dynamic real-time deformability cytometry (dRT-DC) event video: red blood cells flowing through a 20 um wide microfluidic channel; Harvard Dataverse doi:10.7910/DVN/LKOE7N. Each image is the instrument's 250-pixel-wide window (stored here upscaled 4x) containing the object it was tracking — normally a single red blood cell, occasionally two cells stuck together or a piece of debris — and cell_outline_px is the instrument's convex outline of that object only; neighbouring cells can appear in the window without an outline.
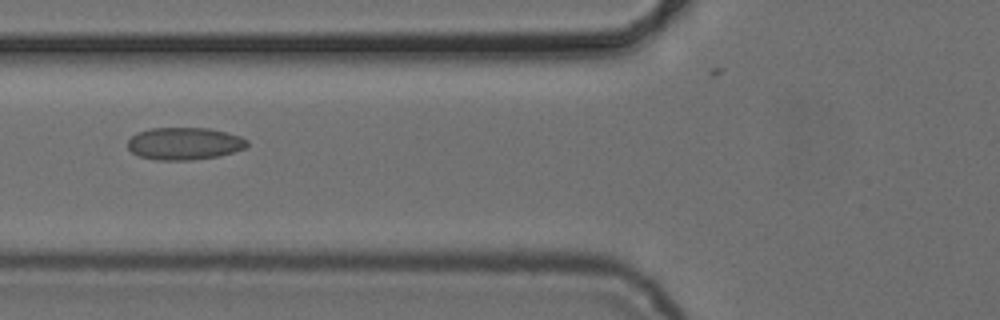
{"species": "common noctule bat (a hibernating species)", "species_latin": "Nyctalus noctula", "temperature_condition": "cold", "stored_images_in_passage": 10, "camera_frame_rate_fps": 3000, "um_per_image_px": 0.085, "animal": {"sex": "female", "body_mass_g": 24.6, "forearm_length_mm": 56.2}, "frame": {"image": 1, "passage_image": 6, "time_ms": 8.0, "image_size_px": [1000, 320], "cell_outline_px": [[248, 148], [220, 156], [192, 160], [156, 160], [140, 156], [132, 152], [128, 148], [128, 140], [136, 132], [152, 128], [208, 128], [240, 136], [248, 140]], "centroid_in_image_um": [15.69, 12.21], "position_along_channel_um": 110.1, "area_um2": 22.66}}
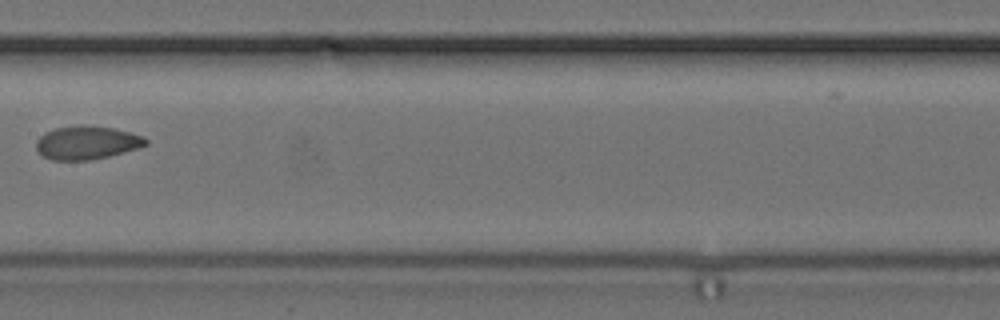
{"frame": {"image": 2, "passage_image": 8, "time_ms": 10.333, "image_size_px": [1000, 320], "cell_outline_px": [[148, 144], [140, 148], [108, 156], [88, 160], [52, 160], [44, 156], [36, 148], [36, 140], [44, 132], [56, 128], [112, 128], [144, 136], [148, 140]], "centroid_in_image_um": [7.4, 12.17], "position_along_channel_um": 200.0, "area_um2": 20.52}}
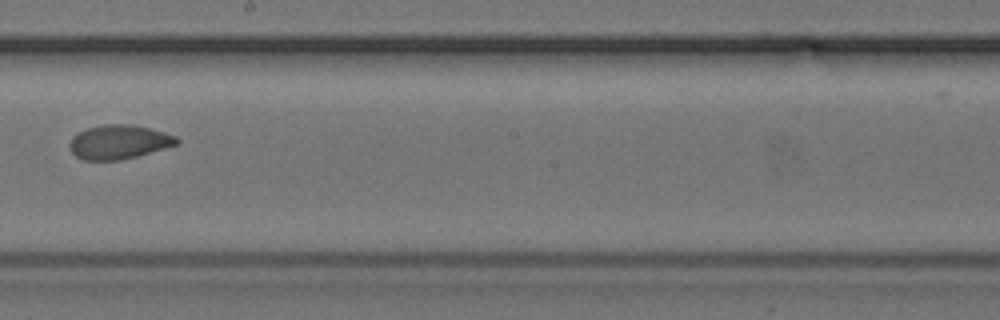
{"frame": {"image": 3, "passage_image": 9, "time_ms": 11.333, "image_size_px": [1000, 320], "cell_outline_px": [[180, 140], [176, 144], [164, 148], [136, 156], [120, 160], [84, 160], [76, 156], [72, 152], [68, 144], [72, 136], [76, 132], [88, 128], [104, 124], [132, 124], [164, 132], [176, 136]], "centroid_in_image_um": [10.06, 12.06], "position_along_channel_um": 238.1, "area_um2": 21.21}}